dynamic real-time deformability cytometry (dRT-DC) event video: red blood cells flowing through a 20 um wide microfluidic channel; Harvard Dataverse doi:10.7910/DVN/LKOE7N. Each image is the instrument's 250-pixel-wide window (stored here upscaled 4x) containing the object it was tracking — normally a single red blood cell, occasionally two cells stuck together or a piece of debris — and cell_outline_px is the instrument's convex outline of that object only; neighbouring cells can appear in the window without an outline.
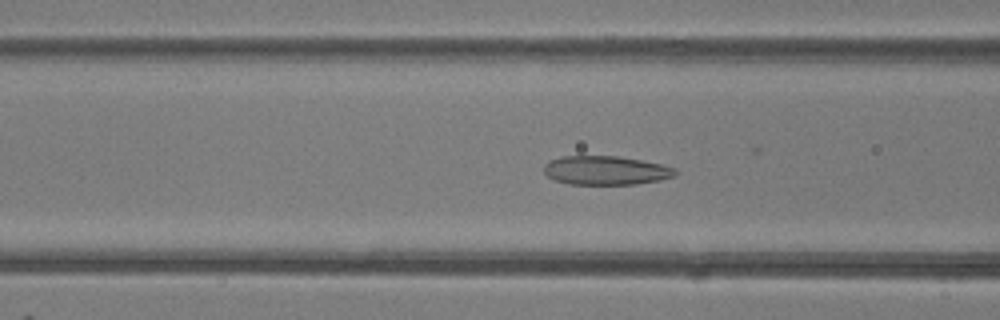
{"species": "common noctule bat (a hibernating species)", "species_latin": "Nyctalus noctula", "temperature_condition": "room temperature", "stored_images_in_passage": 24, "camera_frame_rate_fps": 3000, "um_per_image_px": 0.085, "animal": {"sex": "female"}, "frame": {"image": 1, "passage_image": 4, "time_ms": 1.0, "image_size_px": [1000, 320], "cell_outline_px": [[676, 176], [660, 180], [636, 184], [568, 184], [552, 180], [544, 172], [544, 164], [560, 156], [616, 156], [640, 160], [660, 164], [676, 168]], "centroid_in_image_um": [51.48, 14.49], "position_along_channel_um": 115.1, "area_um2": 22.14}}
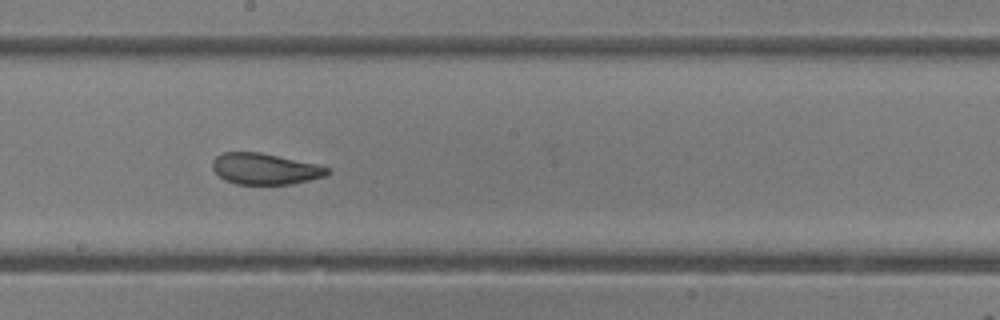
{"frame": {"image": 2, "passage_image": 12, "time_ms": 3.667, "image_size_px": [1000, 320], "cell_outline_px": [[332, 172], [324, 176], [292, 184], [236, 184], [224, 180], [212, 168], [212, 160], [216, 156], [224, 152], [260, 152], [316, 164], [332, 168]], "centroid_in_image_um": [22.53, 14.35], "position_along_channel_um": 225.7, "area_um2": 20.87}}
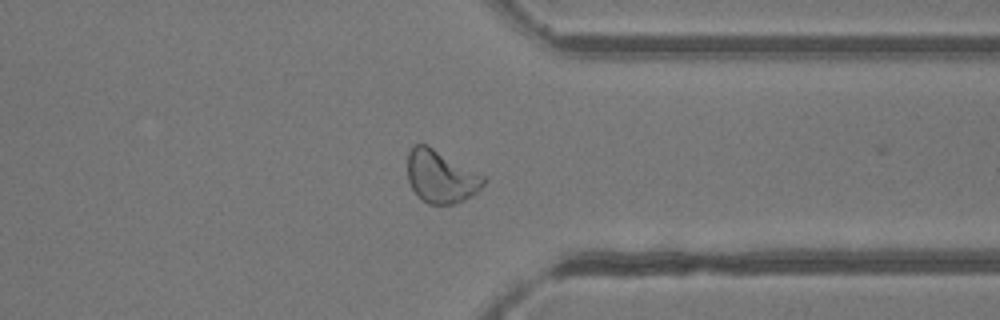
{"frame": {"image": 3, "passage_image": 23, "time_ms": 7.333, "image_size_px": [1000, 320], "cell_outline_px": [[488, 180], [476, 192], [464, 200], [452, 204], [428, 204], [412, 188], [408, 180], [408, 152], [416, 144], [428, 144], [488, 176]], "centroid_in_image_um": [37.53, 14.97], "position_along_channel_um": 373.9, "area_um2": 23.58}}